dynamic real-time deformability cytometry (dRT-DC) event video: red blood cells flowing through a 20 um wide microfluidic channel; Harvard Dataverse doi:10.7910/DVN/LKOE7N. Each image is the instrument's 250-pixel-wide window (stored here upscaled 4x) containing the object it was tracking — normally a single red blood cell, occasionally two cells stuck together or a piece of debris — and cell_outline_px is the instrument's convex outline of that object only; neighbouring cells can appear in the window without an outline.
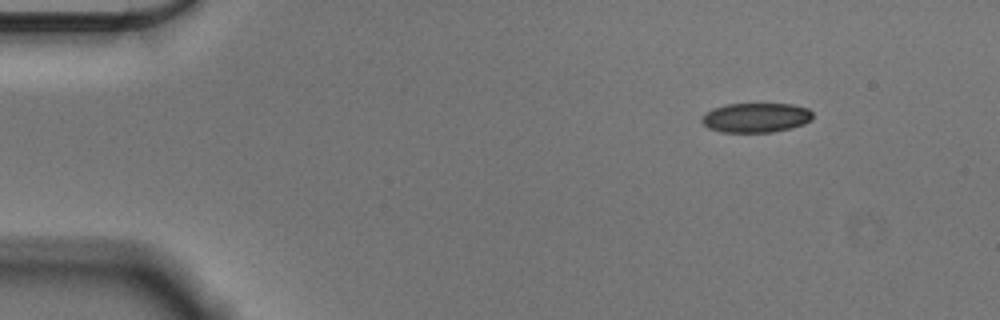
{"species": "Egyptian fruit bat (a non-hibernating species)", "species_latin": "Rousettus aegyptiacus", "temperature_condition": "cold", "stored_images_in_passage": 50, "camera_frame_rate_fps": 3000, "um_per_image_px": 0.085, "animal": {"sex": "male"}, "frame": {"image": 1, "passage_image": 1, "time_ms": 0.0, "image_size_px": [1000, 320], "cell_outline_px": [[812, 120], [804, 124], [772, 132], [724, 132], [708, 128], [700, 120], [704, 112], [712, 108], [724, 104], [792, 104], [808, 108], [812, 112]], "centroid_in_image_um": [64.22, 9.99], "position_along_channel_um": 20.8, "area_um2": 19.19}}
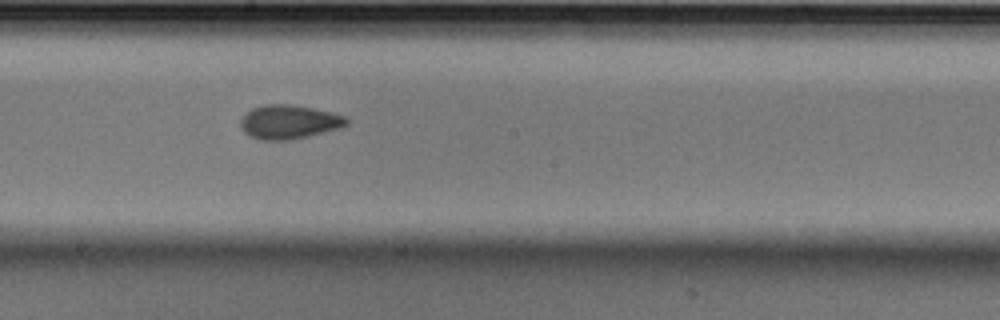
{"frame": {"image": 2, "passage_image": 25, "time_ms": 8.0, "image_size_px": [1000, 320], "cell_outline_px": [[348, 124], [340, 128], [308, 136], [288, 140], [260, 140], [248, 136], [240, 128], [240, 120], [252, 108], [264, 104], [292, 104], [332, 112], [344, 116], [348, 120]], "centroid_in_image_um": [24.54, 10.37], "position_along_channel_um": 223.7, "area_um2": 21.04}}
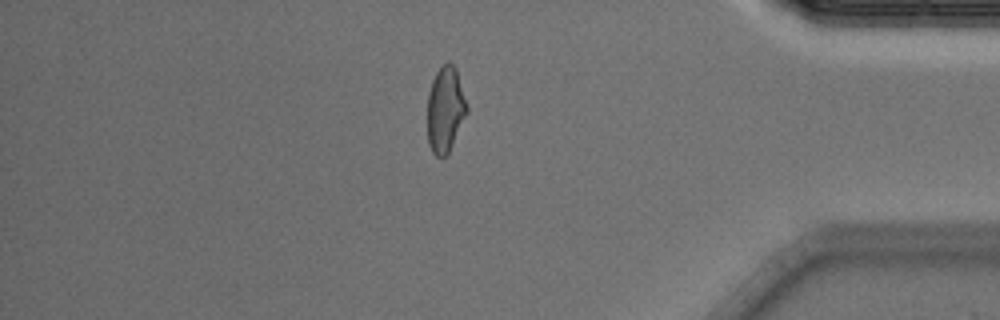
{"frame": {"image": 3, "passage_image": 42, "time_ms": 13.667, "image_size_px": [1000, 320], "cell_outline_px": [[468, 112], [448, 152], [440, 160], [432, 152], [428, 144], [428, 92], [432, 80], [436, 72], [448, 60], [456, 68], [468, 104]], "centroid_in_image_um": [37.86, 9.3], "position_along_channel_um": 397.3, "area_um2": 19.83}, "authors_computed_cell_mechanics": {"area_um2": 20.23, "velocity_mm_per_s": 3.5846, "shape_relaxation_time_tau1_ms": 6.6568, "shape_relaxation_time_tau2_ms": 2.1167, "deformation_change_tau1": 0.1256, "deformation_change_tau2": 0.0668}}